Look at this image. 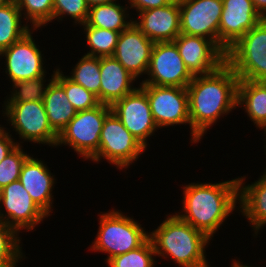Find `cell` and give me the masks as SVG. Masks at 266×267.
I'll return each instance as SVG.
<instances>
[{
	"mask_svg": "<svg viewBox=\"0 0 266 267\" xmlns=\"http://www.w3.org/2000/svg\"><path fill=\"white\" fill-rule=\"evenodd\" d=\"M238 82L226 62L209 74L193 77L187 86L191 143L201 141L221 116L237 108Z\"/></svg>",
	"mask_w": 266,
	"mask_h": 267,
	"instance_id": "1",
	"label": "cell"
},
{
	"mask_svg": "<svg viewBox=\"0 0 266 267\" xmlns=\"http://www.w3.org/2000/svg\"><path fill=\"white\" fill-rule=\"evenodd\" d=\"M183 196V211L181 214H175L212 239L223 222L236 209L238 178L214 184L189 183L183 186Z\"/></svg>",
	"mask_w": 266,
	"mask_h": 267,
	"instance_id": "2",
	"label": "cell"
},
{
	"mask_svg": "<svg viewBox=\"0 0 266 267\" xmlns=\"http://www.w3.org/2000/svg\"><path fill=\"white\" fill-rule=\"evenodd\" d=\"M149 238L156 257L171 258L181 267H210L205 247L211 239L176 214L168 215Z\"/></svg>",
	"mask_w": 266,
	"mask_h": 267,
	"instance_id": "3",
	"label": "cell"
},
{
	"mask_svg": "<svg viewBox=\"0 0 266 267\" xmlns=\"http://www.w3.org/2000/svg\"><path fill=\"white\" fill-rule=\"evenodd\" d=\"M99 228L92 251L108 253L106 263L113 257L140 247L149 233L133 217L123 215L119 210H111L99 215Z\"/></svg>",
	"mask_w": 266,
	"mask_h": 267,
	"instance_id": "4",
	"label": "cell"
},
{
	"mask_svg": "<svg viewBox=\"0 0 266 267\" xmlns=\"http://www.w3.org/2000/svg\"><path fill=\"white\" fill-rule=\"evenodd\" d=\"M226 63L239 79L266 82V19L227 50Z\"/></svg>",
	"mask_w": 266,
	"mask_h": 267,
	"instance_id": "5",
	"label": "cell"
},
{
	"mask_svg": "<svg viewBox=\"0 0 266 267\" xmlns=\"http://www.w3.org/2000/svg\"><path fill=\"white\" fill-rule=\"evenodd\" d=\"M111 106L99 104L95 108L79 111L59 133L56 148L68 145L84 161L91 160L99 150L100 134Z\"/></svg>",
	"mask_w": 266,
	"mask_h": 267,
	"instance_id": "6",
	"label": "cell"
},
{
	"mask_svg": "<svg viewBox=\"0 0 266 267\" xmlns=\"http://www.w3.org/2000/svg\"><path fill=\"white\" fill-rule=\"evenodd\" d=\"M146 148L124 127L120 119L111 111L105 118L99 150L91 159L96 163L106 159L118 169H126L145 152Z\"/></svg>",
	"mask_w": 266,
	"mask_h": 267,
	"instance_id": "7",
	"label": "cell"
},
{
	"mask_svg": "<svg viewBox=\"0 0 266 267\" xmlns=\"http://www.w3.org/2000/svg\"><path fill=\"white\" fill-rule=\"evenodd\" d=\"M2 114L19 139L56 147L58 134L51 128L43 101L4 102Z\"/></svg>",
	"mask_w": 266,
	"mask_h": 267,
	"instance_id": "8",
	"label": "cell"
},
{
	"mask_svg": "<svg viewBox=\"0 0 266 267\" xmlns=\"http://www.w3.org/2000/svg\"><path fill=\"white\" fill-rule=\"evenodd\" d=\"M139 87L146 93L158 128L188 124L191 129L187 87L151 84H140Z\"/></svg>",
	"mask_w": 266,
	"mask_h": 267,
	"instance_id": "9",
	"label": "cell"
},
{
	"mask_svg": "<svg viewBox=\"0 0 266 267\" xmlns=\"http://www.w3.org/2000/svg\"><path fill=\"white\" fill-rule=\"evenodd\" d=\"M146 74L148 78L140 84L187 87L194 77L184 64L173 41L154 44Z\"/></svg>",
	"mask_w": 266,
	"mask_h": 267,
	"instance_id": "10",
	"label": "cell"
},
{
	"mask_svg": "<svg viewBox=\"0 0 266 267\" xmlns=\"http://www.w3.org/2000/svg\"><path fill=\"white\" fill-rule=\"evenodd\" d=\"M0 204H2L0 205V221L15 229L19 234L23 229L32 231L43 219L48 218L19 180L13 181L0 190Z\"/></svg>",
	"mask_w": 266,
	"mask_h": 267,
	"instance_id": "11",
	"label": "cell"
},
{
	"mask_svg": "<svg viewBox=\"0 0 266 267\" xmlns=\"http://www.w3.org/2000/svg\"><path fill=\"white\" fill-rule=\"evenodd\" d=\"M32 28L17 42L0 52V58L5 59V73L15 83L19 81L31 80L45 75L46 69L43 65L42 51L38 48L34 38Z\"/></svg>",
	"mask_w": 266,
	"mask_h": 267,
	"instance_id": "12",
	"label": "cell"
},
{
	"mask_svg": "<svg viewBox=\"0 0 266 267\" xmlns=\"http://www.w3.org/2000/svg\"><path fill=\"white\" fill-rule=\"evenodd\" d=\"M179 8L181 34L210 39L219 47L222 0H186Z\"/></svg>",
	"mask_w": 266,
	"mask_h": 267,
	"instance_id": "13",
	"label": "cell"
},
{
	"mask_svg": "<svg viewBox=\"0 0 266 267\" xmlns=\"http://www.w3.org/2000/svg\"><path fill=\"white\" fill-rule=\"evenodd\" d=\"M111 110L124 127L147 148L148 138L155 134L158 127L153 120L146 93L138 86L133 92L116 101Z\"/></svg>",
	"mask_w": 266,
	"mask_h": 267,
	"instance_id": "14",
	"label": "cell"
},
{
	"mask_svg": "<svg viewBox=\"0 0 266 267\" xmlns=\"http://www.w3.org/2000/svg\"><path fill=\"white\" fill-rule=\"evenodd\" d=\"M173 42L193 76L209 74L226 62V54L210 39L180 33Z\"/></svg>",
	"mask_w": 266,
	"mask_h": 267,
	"instance_id": "15",
	"label": "cell"
},
{
	"mask_svg": "<svg viewBox=\"0 0 266 267\" xmlns=\"http://www.w3.org/2000/svg\"><path fill=\"white\" fill-rule=\"evenodd\" d=\"M219 23V48L226 54L240 38L255 27L262 18L252 0H222Z\"/></svg>",
	"mask_w": 266,
	"mask_h": 267,
	"instance_id": "16",
	"label": "cell"
},
{
	"mask_svg": "<svg viewBox=\"0 0 266 267\" xmlns=\"http://www.w3.org/2000/svg\"><path fill=\"white\" fill-rule=\"evenodd\" d=\"M154 44L133 22L120 32L113 57L138 79L147 73Z\"/></svg>",
	"mask_w": 266,
	"mask_h": 267,
	"instance_id": "17",
	"label": "cell"
},
{
	"mask_svg": "<svg viewBox=\"0 0 266 267\" xmlns=\"http://www.w3.org/2000/svg\"><path fill=\"white\" fill-rule=\"evenodd\" d=\"M134 24L152 42H172L181 33L180 8L177 3L138 12Z\"/></svg>",
	"mask_w": 266,
	"mask_h": 267,
	"instance_id": "18",
	"label": "cell"
},
{
	"mask_svg": "<svg viewBox=\"0 0 266 267\" xmlns=\"http://www.w3.org/2000/svg\"><path fill=\"white\" fill-rule=\"evenodd\" d=\"M54 176L44 161L31 155L24 162L19 176L24 189L47 216L53 211L52 191L56 180Z\"/></svg>",
	"mask_w": 266,
	"mask_h": 267,
	"instance_id": "19",
	"label": "cell"
},
{
	"mask_svg": "<svg viewBox=\"0 0 266 267\" xmlns=\"http://www.w3.org/2000/svg\"><path fill=\"white\" fill-rule=\"evenodd\" d=\"M100 103L112 106L133 92L137 79L113 56L100 57Z\"/></svg>",
	"mask_w": 266,
	"mask_h": 267,
	"instance_id": "20",
	"label": "cell"
},
{
	"mask_svg": "<svg viewBox=\"0 0 266 267\" xmlns=\"http://www.w3.org/2000/svg\"><path fill=\"white\" fill-rule=\"evenodd\" d=\"M246 176L238 177V210L251 224L254 234L266 225V171L255 182L246 184Z\"/></svg>",
	"mask_w": 266,
	"mask_h": 267,
	"instance_id": "21",
	"label": "cell"
},
{
	"mask_svg": "<svg viewBox=\"0 0 266 267\" xmlns=\"http://www.w3.org/2000/svg\"><path fill=\"white\" fill-rule=\"evenodd\" d=\"M47 80V88L43 97V103L51 128L59 133L68 125L77 111L69 102L64 88L53 78Z\"/></svg>",
	"mask_w": 266,
	"mask_h": 267,
	"instance_id": "22",
	"label": "cell"
},
{
	"mask_svg": "<svg viewBox=\"0 0 266 267\" xmlns=\"http://www.w3.org/2000/svg\"><path fill=\"white\" fill-rule=\"evenodd\" d=\"M243 107L260 130L266 128V82L239 79L237 107Z\"/></svg>",
	"mask_w": 266,
	"mask_h": 267,
	"instance_id": "23",
	"label": "cell"
},
{
	"mask_svg": "<svg viewBox=\"0 0 266 267\" xmlns=\"http://www.w3.org/2000/svg\"><path fill=\"white\" fill-rule=\"evenodd\" d=\"M128 8L130 9L129 6H121L116 2L92 6L89 8L85 24L121 32L127 29L134 21L133 18L129 19L130 13L128 12L130 11H127Z\"/></svg>",
	"mask_w": 266,
	"mask_h": 267,
	"instance_id": "24",
	"label": "cell"
},
{
	"mask_svg": "<svg viewBox=\"0 0 266 267\" xmlns=\"http://www.w3.org/2000/svg\"><path fill=\"white\" fill-rule=\"evenodd\" d=\"M22 14L14 0L0 8V52L17 42L33 27L23 24Z\"/></svg>",
	"mask_w": 266,
	"mask_h": 267,
	"instance_id": "25",
	"label": "cell"
},
{
	"mask_svg": "<svg viewBox=\"0 0 266 267\" xmlns=\"http://www.w3.org/2000/svg\"><path fill=\"white\" fill-rule=\"evenodd\" d=\"M72 74V75H71ZM67 77L97 96L100 102V58L83 55Z\"/></svg>",
	"mask_w": 266,
	"mask_h": 267,
	"instance_id": "26",
	"label": "cell"
},
{
	"mask_svg": "<svg viewBox=\"0 0 266 267\" xmlns=\"http://www.w3.org/2000/svg\"><path fill=\"white\" fill-rule=\"evenodd\" d=\"M81 26H83L84 34L86 35L85 38L90 47L89 52L85 53V55L99 58L113 56L120 32L88 26L86 24H82Z\"/></svg>",
	"mask_w": 266,
	"mask_h": 267,
	"instance_id": "27",
	"label": "cell"
},
{
	"mask_svg": "<svg viewBox=\"0 0 266 267\" xmlns=\"http://www.w3.org/2000/svg\"><path fill=\"white\" fill-rule=\"evenodd\" d=\"M65 90L69 102L77 112L95 108L100 104L96 95L69 79L60 68L54 70L53 77Z\"/></svg>",
	"mask_w": 266,
	"mask_h": 267,
	"instance_id": "28",
	"label": "cell"
},
{
	"mask_svg": "<svg viewBox=\"0 0 266 267\" xmlns=\"http://www.w3.org/2000/svg\"><path fill=\"white\" fill-rule=\"evenodd\" d=\"M17 4L22 17L32 23L33 28L46 26L53 21V3L54 0H14Z\"/></svg>",
	"mask_w": 266,
	"mask_h": 267,
	"instance_id": "29",
	"label": "cell"
},
{
	"mask_svg": "<svg viewBox=\"0 0 266 267\" xmlns=\"http://www.w3.org/2000/svg\"><path fill=\"white\" fill-rule=\"evenodd\" d=\"M153 244L148 238L140 247L111 258L109 267H154L156 264Z\"/></svg>",
	"mask_w": 266,
	"mask_h": 267,
	"instance_id": "30",
	"label": "cell"
},
{
	"mask_svg": "<svg viewBox=\"0 0 266 267\" xmlns=\"http://www.w3.org/2000/svg\"><path fill=\"white\" fill-rule=\"evenodd\" d=\"M46 74L40 77L19 81L12 84V91L8 99L4 102H29V101H43L45 90L47 88ZM46 86H45V85Z\"/></svg>",
	"mask_w": 266,
	"mask_h": 267,
	"instance_id": "31",
	"label": "cell"
},
{
	"mask_svg": "<svg viewBox=\"0 0 266 267\" xmlns=\"http://www.w3.org/2000/svg\"><path fill=\"white\" fill-rule=\"evenodd\" d=\"M30 155L24 152L22 145H18L10 154H8L0 163V190L19 180L21 169Z\"/></svg>",
	"mask_w": 266,
	"mask_h": 267,
	"instance_id": "32",
	"label": "cell"
},
{
	"mask_svg": "<svg viewBox=\"0 0 266 267\" xmlns=\"http://www.w3.org/2000/svg\"><path fill=\"white\" fill-rule=\"evenodd\" d=\"M89 8L86 0H54L53 20L58 18L62 21L63 17L69 16L75 25L85 24Z\"/></svg>",
	"mask_w": 266,
	"mask_h": 267,
	"instance_id": "33",
	"label": "cell"
},
{
	"mask_svg": "<svg viewBox=\"0 0 266 267\" xmlns=\"http://www.w3.org/2000/svg\"><path fill=\"white\" fill-rule=\"evenodd\" d=\"M19 233L0 221V265L15 260L21 253Z\"/></svg>",
	"mask_w": 266,
	"mask_h": 267,
	"instance_id": "34",
	"label": "cell"
},
{
	"mask_svg": "<svg viewBox=\"0 0 266 267\" xmlns=\"http://www.w3.org/2000/svg\"><path fill=\"white\" fill-rule=\"evenodd\" d=\"M12 137V134H10V132H8L7 130L0 134V163L18 145H21L19 142H15Z\"/></svg>",
	"mask_w": 266,
	"mask_h": 267,
	"instance_id": "35",
	"label": "cell"
},
{
	"mask_svg": "<svg viewBox=\"0 0 266 267\" xmlns=\"http://www.w3.org/2000/svg\"><path fill=\"white\" fill-rule=\"evenodd\" d=\"M130 8L136 9V12L159 8L166 6L170 2L168 0H128Z\"/></svg>",
	"mask_w": 266,
	"mask_h": 267,
	"instance_id": "36",
	"label": "cell"
},
{
	"mask_svg": "<svg viewBox=\"0 0 266 267\" xmlns=\"http://www.w3.org/2000/svg\"><path fill=\"white\" fill-rule=\"evenodd\" d=\"M256 12L262 19H266V0H252Z\"/></svg>",
	"mask_w": 266,
	"mask_h": 267,
	"instance_id": "37",
	"label": "cell"
},
{
	"mask_svg": "<svg viewBox=\"0 0 266 267\" xmlns=\"http://www.w3.org/2000/svg\"><path fill=\"white\" fill-rule=\"evenodd\" d=\"M117 0H86L89 7L95 6V5H102L107 3H114Z\"/></svg>",
	"mask_w": 266,
	"mask_h": 267,
	"instance_id": "38",
	"label": "cell"
},
{
	"mask_svg": "<svg viewBox=\"0 0 266 267\" xmlns=\"http://www.w3.org/2000/svg\"><path fill=\"white\" fill-rule=\"evenodd\" d=\"M23 256H25V255H23V252H22L15 260H13V261H11L9 263H6V264H2V265H0V267H15V266L17 267V263L21 259L25 258Z\"/></svg>",
	"mask_w": 266,
	"mask_h": 267,
	"instance_id": "39",
	"label": "cell"
},
{
	"mask_svg": "<svg viewBox=\"0 0 266 267\" xmlns=\"http://www.w3.org/2000/svg\"><path fill=\"white\" fill-rule=\"evenodd\" d=\"M240 262L239 260L233 259L231 267H252V266H247L243 265V263Z\"/></svg>",
	"mask_w": 266,
	"mask_h": 267,
	"instance_id": "40",
	"label": "cell"
},
{
	"mask_svg": "<svg viewBox=\"0 0 266 267\" xmlns=\"http://www.w3.org/2000/svg\"><path fill=\"white\" fill-rule=\"evenodd\" d=\"M170 3H177V4H181L186 0H168Z\"/></svg>",
	"mask_w": 266,
	"mask_h": 267,
	"instance_id": "41",
	"label": "cell"
},
{
	"mask_svg": "<svg viewBox=\"0 0 266 267\" xmlns=\"http://www.w3.org/2000/svg\"><path fill=\"white\" fill-rule=\"evenodd\" d=\"M10 0H0V8L7 4Z\"/></svg>",
	"mask_w": 266,
	"mask_h": 267,
	"instance_id": "42",
	"label": "cell"
},
{
	"mask_svg": "<svg viewBox=\"0 0 266 267\" xmlns=\"http://www.w3.org/2000/svg\"><path fill=\"white\" fill-rule=\"evenodd\" d=\"M5 129H6V128H4V126L1 127V125H0V134H1L2 132H4Z\"/></svg>",
	"mask_w": 266,
	"mask_h": 267,
	"instance_id": "43",
	"label": "cell"
},
{
	"mask_svg": "<svg viewBox=\"0 0 266 267\" xmlns=\"http://www.w3.org/2000/svg\"><path fill=\"white\" fill-rule=\"evenodd\" d=\"M264 134L266 135V128H264ZM266 139V138H265ZM265 143H266V140H265ZM265 147V150H266V145H264ZM265 154H266V152H265ZM265 171H266V168H265Z\"/></svg>",
	"mask_w": 266,
	"mask_h": 267,
	"instance_id": "44",
	"label": "cell"
}]
</instances>
